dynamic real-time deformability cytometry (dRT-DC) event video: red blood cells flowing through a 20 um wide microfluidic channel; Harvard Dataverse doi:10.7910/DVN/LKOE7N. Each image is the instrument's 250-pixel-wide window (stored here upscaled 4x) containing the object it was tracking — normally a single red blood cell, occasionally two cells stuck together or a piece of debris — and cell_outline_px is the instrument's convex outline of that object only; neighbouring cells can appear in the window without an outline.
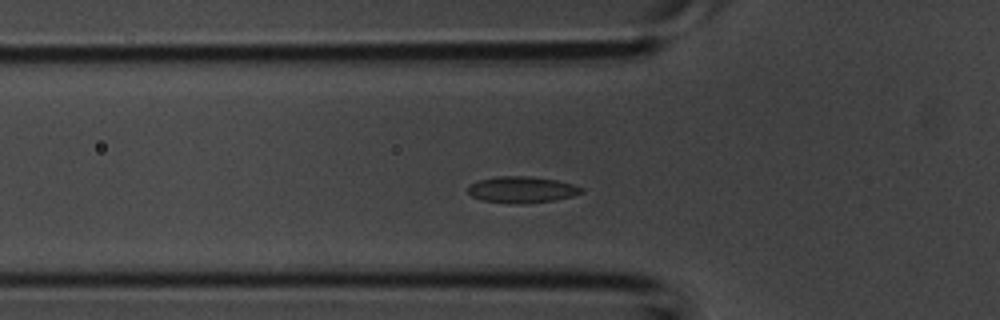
{"species": "common noctule bat (a hibernating species)", "species_latin": "Nyctalus noctula", "temperature_condition": "room temperature", "stored_images_in_passage": 32, "camera_frame_rate_fps": 3000, "um_per_image_px": 0.085, "animal": {"sex": "male", "body_mass_g": 20.1, "forearm_length_mm": 53.5}, "frame": {"image": 1, "passage_image": 8, "time_ms": 2.333, "image_size_px": [1000, 320], "cell_outline_px": [[584, 192], [572, 196], [556, 200], [520, 204], [480, 200], [472, 196], [468, 192], [468, 184], [476, 180], [500, 176], [528, 176], [556, 180], [572, 184], [584, 188]], "centroid_in_image_um": [44.34, 16.12], "position_along_channel_um": 81.5, "area_um2": 17.51}}
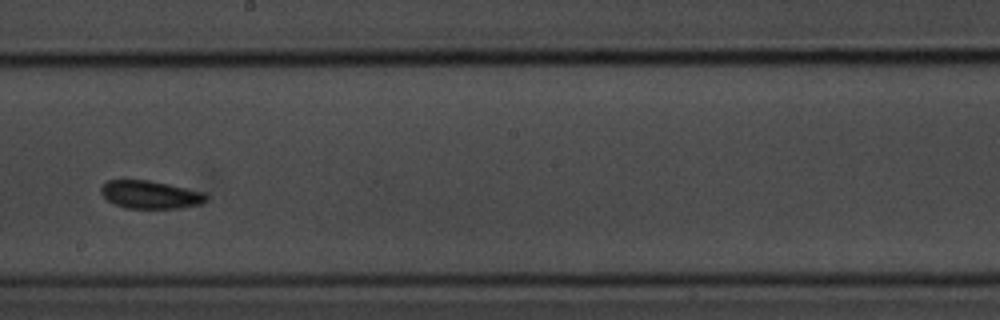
{"frame": {"image": 2, "passage_image": 18, "time_ms": 5.667, "image_size_px": [1000, 320], "cell_outline_px": [[208, 200], [200, 204], [180, 208], [124, 208], [112, 204], [100, 192], [100, 188], [108, 180], [148, 180], [168, 184], [204, 192], [208, 196]], "centroid_in_image_um": [12.77, 16.55], "position_along_channel_um": 235.4, "area_um2": 17.17}}
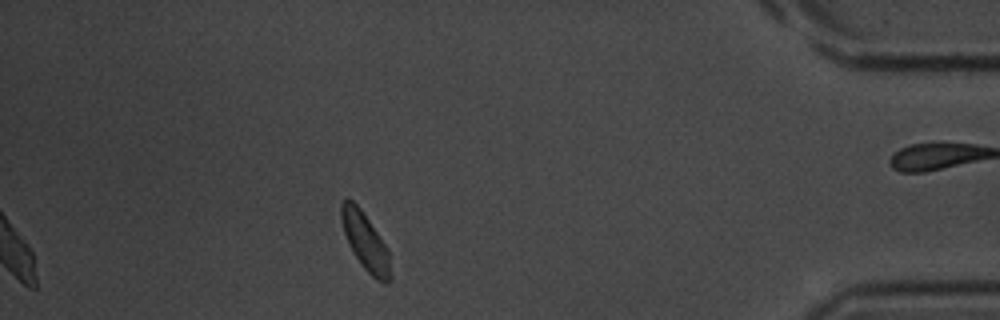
{"frame": {"image": 3, "passage_image": 32, "time_ms": 10.333, "image_size_px": [1000, 320], "cell_outline_px": [[392, 280], [388, 284], [384, 284], [376, 280], [364, 268], [352, 252], [348, 244], [344, 232], [340, 216], [340, 204], [344, 200], [352, 200], [360, 208], [388, 248], [392, 276]], "centroid_in_image_um": [31.08, 20.59], "position_along_channel_um": 404.1, "area_um2": 16.59}}